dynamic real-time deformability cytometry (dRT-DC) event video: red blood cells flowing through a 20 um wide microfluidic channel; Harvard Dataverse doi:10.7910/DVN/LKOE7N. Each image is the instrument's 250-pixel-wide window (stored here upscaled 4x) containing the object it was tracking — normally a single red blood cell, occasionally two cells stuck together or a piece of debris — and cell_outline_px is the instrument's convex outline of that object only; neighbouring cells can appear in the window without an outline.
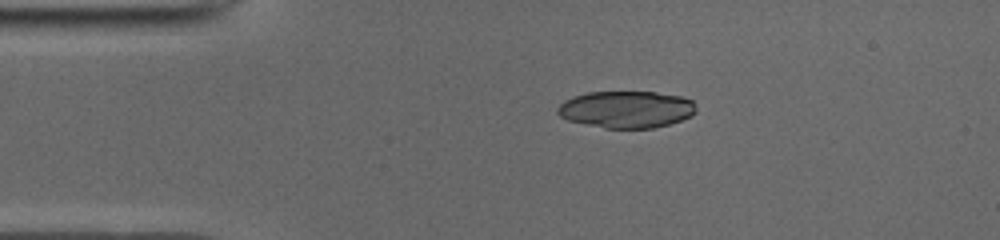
{"species": "common noctule bat (a hibernating species)", "species_latin": "Nyctalus noctula", "temperature_condition": "cold", "stored_images_in_passage": 41, "camera_frame_rate_fps": 3000, "um_per_image_px": 0.085, "animal": {"sex": "male", "body_mass_g": 19.0, "forearm_length_mm": 50.8}, "frame": {"image": 1, "passage_image": 1, "time_ms": 0.0, "image_size_px": [1000, 240], "cell_outline_px": [[696, 112], [692, 116], [668, 124], [652, 128], [604, 128], [568, 120], [560, 116], [556, 112], [556, 108], [564, 100], [572, 96], [588, 92], [656, 92], [680, 96], [692, 100], [696, 108]], "centroid_in_image_um": [53.22, 9.29], "position_along_channel_um": 31.8, "area_um2": 29.88}}